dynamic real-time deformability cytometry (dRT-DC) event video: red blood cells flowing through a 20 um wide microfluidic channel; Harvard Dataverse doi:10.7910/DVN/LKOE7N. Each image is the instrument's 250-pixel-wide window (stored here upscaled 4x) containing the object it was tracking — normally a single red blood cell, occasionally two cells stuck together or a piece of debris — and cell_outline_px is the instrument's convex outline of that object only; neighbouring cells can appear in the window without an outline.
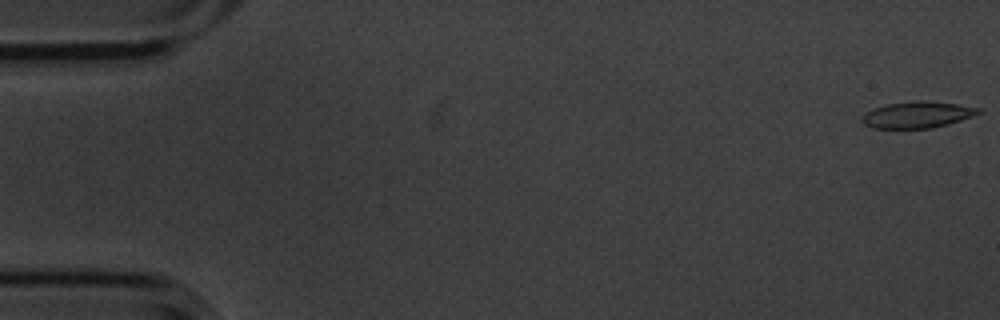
{"species": "common noctule bat (a hibernating species)", "species_latin": "Nyctalus noctula", "temperature_condition": "cold", "stored_images_in_passage": 56, "camera_frame_rate_fps": 3000, "um_per_image_px": 0.085, "animal": {"sex": "male", "body_mass_g": 20.1, "forearm_length_mm": 53.5}, "frame": {"image": 1, "passage_image": 1, "time_ms": 0.0, "image_size_px": [1000, 320], "cell_outline_px": [[980, 112], [972, 116], [948, 124], [932, 128], [872, 128], [864, 124], [860, 120], [860, 116], [884, 104], [956, 104], [980, 108]], "centroid_in_image_um": [77.91, 9.82], "position_along_channel_um": 7.1, "area_um2": 16.7}}
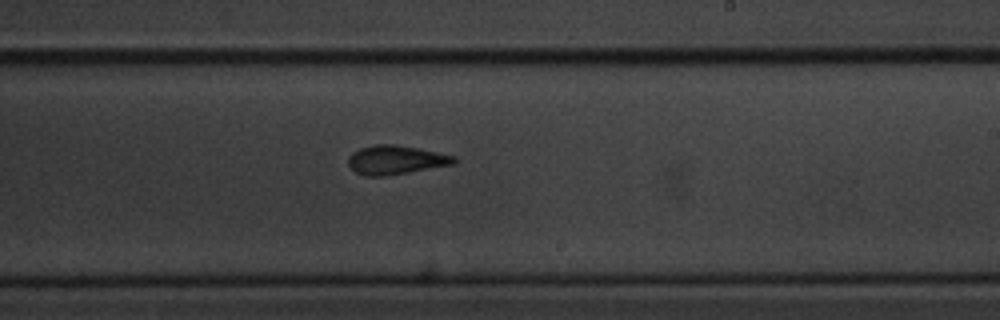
{"frame": {"image": 2, "passage_image": 33, "time_ms": 10.667, "image_size_px": [1000, 320], "cell_outline_px": [[456, 164], [384, 176], [364, 176], [356, 172], [348, 164], [348, 156], [352, 152], [360, 148], [372, 144], [396, 144], [456, 156]], "centroid_in_image_um": [33.62, 13.58], "position_along_channel_um": 255.4, "area_um2": 17.86}}
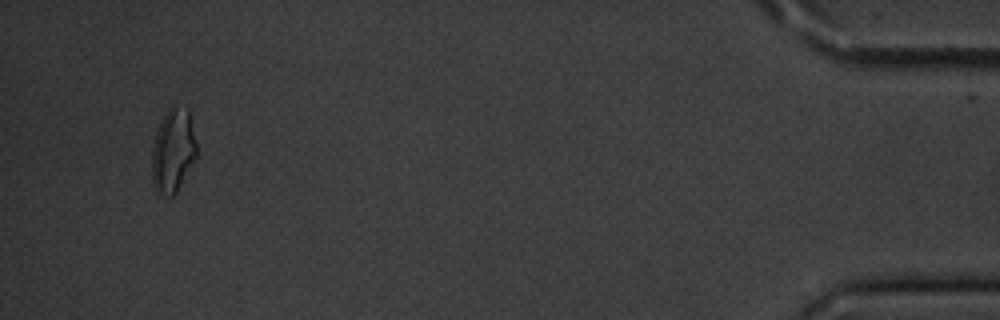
{"frame": {"image": 3, "passage_image": 53, "time_ms": 17.333, "image_size_px": [1000, 320], "cell_outline_px": [[196, 156], [176, 192], [172, 196], [164, 196], [156, 192], [152, 184], [152, 152], [156, 132], [160, 120], [168, 108], [172, 104], [188, 108], [196, 144]], "centroid_in_image_um": [14.68, 12.78], "position_along_channel_um": 420.5, "area_um2": 21.79}, "authors_computed_cell_mechanics": {"area_um2": 18.207, "velocity_mm_per_s": 3.6029, "shape_relaxation_time_tau1_ms": 4.3451, "shape_relaxation_time_tau2_ms": 2.0902, "deformation_change_tau1": 0.1267, "deformation_change_tau2": 0.1055}}